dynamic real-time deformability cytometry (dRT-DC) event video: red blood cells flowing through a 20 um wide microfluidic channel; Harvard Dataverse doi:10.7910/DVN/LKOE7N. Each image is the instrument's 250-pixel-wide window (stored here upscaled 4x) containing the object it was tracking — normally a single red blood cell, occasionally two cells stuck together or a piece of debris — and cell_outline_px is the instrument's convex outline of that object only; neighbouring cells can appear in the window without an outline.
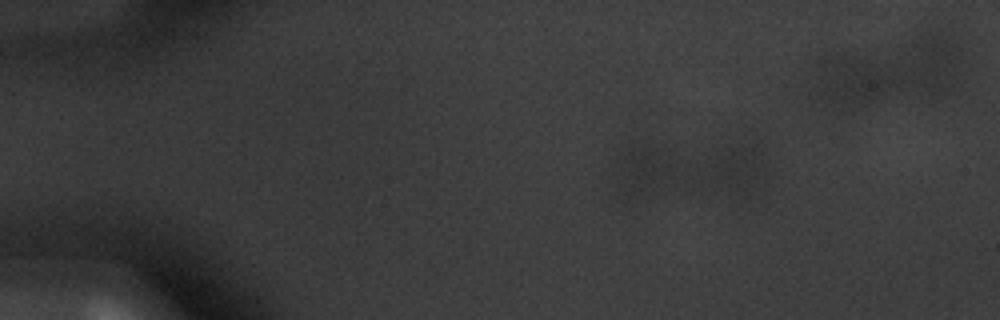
{"species": "common noctule bat (a hibernating species)", "species_latin": "Nyctalus noctula", "temperature_condition": "warm", "stored_images_in_passage": 10, "camera_frame_rate_fps": 3000, "um_per_image_px": 0.085, "animal": {"sex": "male", "body_mass_g": 20.1, "forearm_length_mm": 53.5}, "frame": {"image": 1, "passage_image": 1, "time_ms": 0.0, "image_size_px": [1000, 320], "cell_outline_px": [[760, 160], [756, 188], [748, 196], [712, 184], [708, 164], [720, 148], [744, 144], [752, 148], [756, 152]], "centroid_in_image_um": [62.52, 14.36], "position_along_channel_um": 22.5, "area_um2": 14.45}}
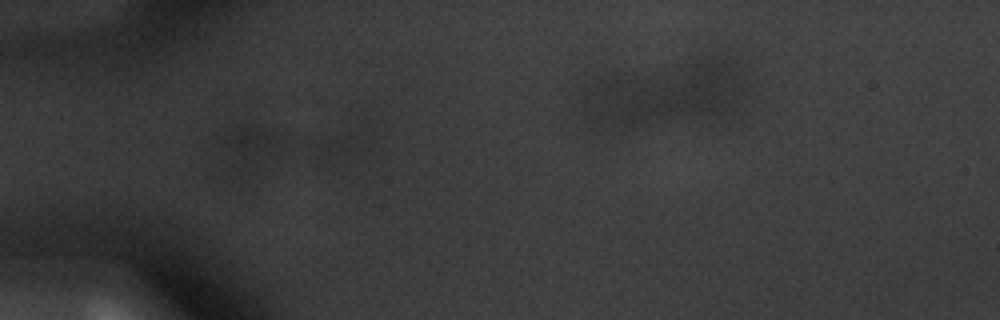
{"frame": {"image": 2, "passage_image": 9, "time_ms": 2.667, "image_size_px": [1000, 320], "cell_outline_px": [[276, 148], [240, 172], [224, 180], [224, 136], [232, 128], [256, 128], [268, 132]], "centroid_in_image_um": [20.81, 12.66], "position_along_channel_um": 64.2, "area_um2": 12.77}}